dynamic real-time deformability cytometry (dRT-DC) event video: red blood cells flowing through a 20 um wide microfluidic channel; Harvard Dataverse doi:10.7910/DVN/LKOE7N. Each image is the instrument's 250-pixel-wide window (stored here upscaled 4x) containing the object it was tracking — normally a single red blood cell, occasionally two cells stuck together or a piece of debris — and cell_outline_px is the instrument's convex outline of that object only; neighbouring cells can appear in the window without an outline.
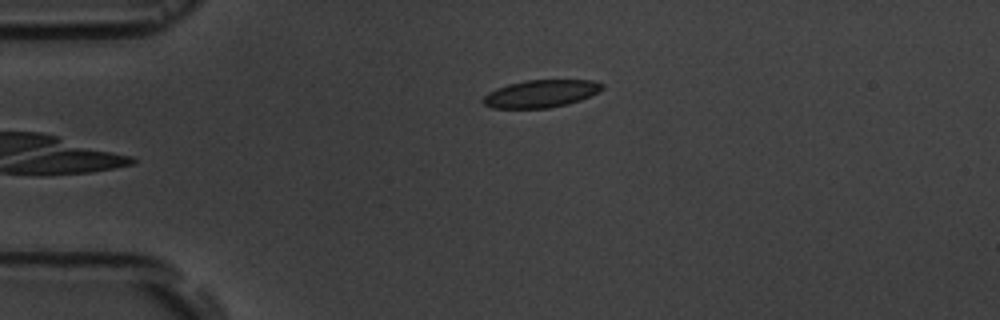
{"species": "common noctule bat (a hibernating species)", "species_latin": "Nyctalus noctula", "temperature_condition": "room temperature", "stored_images_in_passage": 6, "camera_frame_rate_fps": 3000, "um_per_image_px": 0.085, "animal": {"sex": "male", "body_mass_g": 19.5, "forearm_length_mm": 54.6}, "frame": {"image": 1, "passage_image": 6, "time_ms": 5.667, "image_size_px": [1000, 320], "cell_outline_px": [[604, 88], [600, 92], [580, 100], [568, 104], [548, 108], [492, 108], [484, 104], [480, 100], [488, 92], [496, 88], [508, 84], [524, 80], [592, 80], [604, 84]], "centroid_in_image_um": [45.98, 7.96], "position_along_channel_um": 39.0, "area_um2": 19.31}}